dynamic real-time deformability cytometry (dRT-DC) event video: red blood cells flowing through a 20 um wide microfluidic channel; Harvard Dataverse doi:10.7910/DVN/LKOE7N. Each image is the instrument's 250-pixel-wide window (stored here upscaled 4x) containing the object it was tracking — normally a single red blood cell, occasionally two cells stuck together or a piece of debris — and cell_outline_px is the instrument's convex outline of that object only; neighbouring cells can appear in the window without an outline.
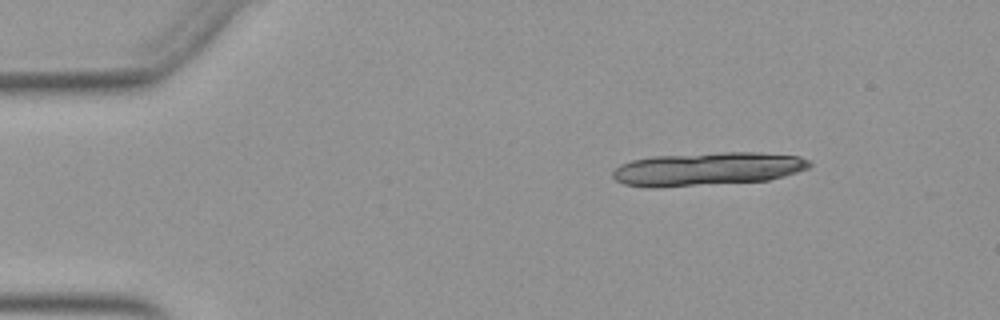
{"species": "Egyptian fruit bat (a non-hibernating species)", "species_latin": "Rousettus aegyptiacus", "temperature_condition": "warm", "stored_images_in_passage": 14, "camera_frame_rate_fps": 3000, "um_per_image_px": 0.085, "animal": {"sex": "female"}, "frame": {"image": 1, "passage_image": 3, "time_ms": 0.667, "image_size_px": [1000, 320], "cell_outline_px": [[812, 164], [808, 168], [784, 176], [768, 180], [660, 188], [644, 188], [624, 184], [616, 180], [612, 176], [612, 172], [620, 164], [632, 160], [652, 156], [724, 152], [756, 152], [800, 156], [808, 160]], "centroid_in_image_um": [60.09, 14.37], "position_along_channel_um": 24.9, "area_um2": 38.44}}